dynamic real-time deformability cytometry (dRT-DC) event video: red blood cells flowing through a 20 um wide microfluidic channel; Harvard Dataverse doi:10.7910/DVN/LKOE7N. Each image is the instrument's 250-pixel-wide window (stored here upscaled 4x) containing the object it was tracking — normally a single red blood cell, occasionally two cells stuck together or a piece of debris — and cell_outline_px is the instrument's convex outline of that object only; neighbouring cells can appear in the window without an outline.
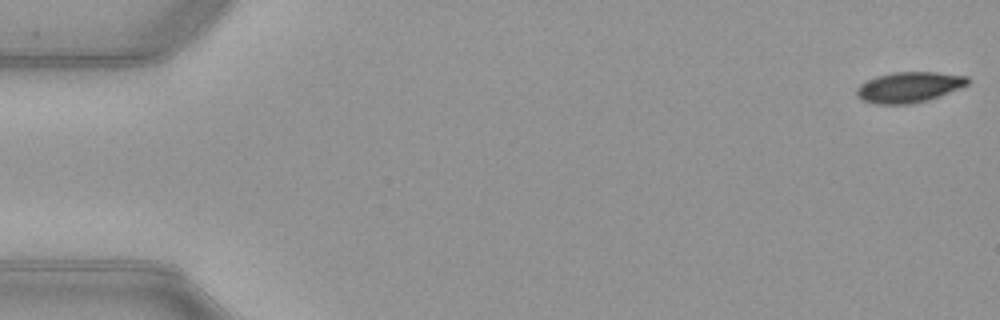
{"species": "common noctule bat (a hibernating species)", "species_latin": "Nyctalus noctula", "temperature_condition": "warm", "stored_images_in_passage": 52, "camera_frame_rate_fps": 3000, "um_per_image_px": 0.085, "animal": {"sex": "female", "body_mass_g": 21.9}, "frame": {"image": 1, "passage_image": 1, "time_ms": 0.0, "image_size_px": [1000, 320], "cell_outline_px": [[968, 84], [940, 96], [928, 100], [908, 104], [876, 104], [860, 100], [856, 96], [856, 88], [860, 84], [876, 76], [892, 72], [936, 72], [968, 76]], "centroid_in_image_um": [77.22, 7.41], "position_along_channel_um": 7.8, "area_um2": 19.83}}
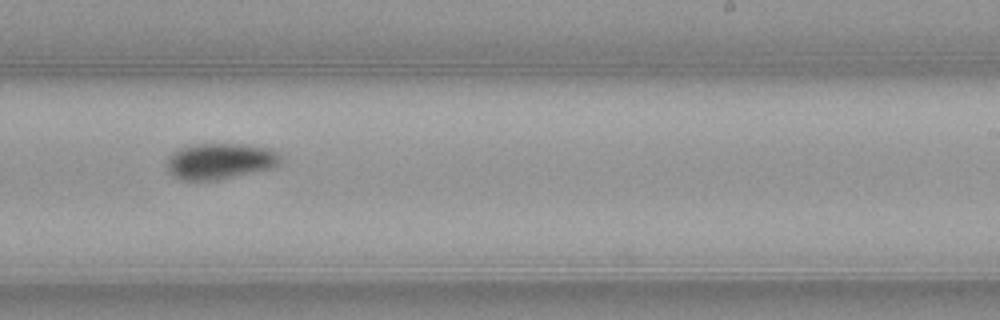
{"frame": {"image": 2, "passage_image": 32, "time_ms": 10.333, "image_size_px": [1000, 320], "cell_outline_px": [[280, 164], [272, 168], [216, 180], [184, 180], [168, 172], [168, 156], [172, 152], [180, 148], [192, 144], [240, 144], [272, 148], [280, 156]], "centroid_in_image_um": [18.71, 13.68], "position_along_channel_um": 270.3, "area_um2": 23.7}}
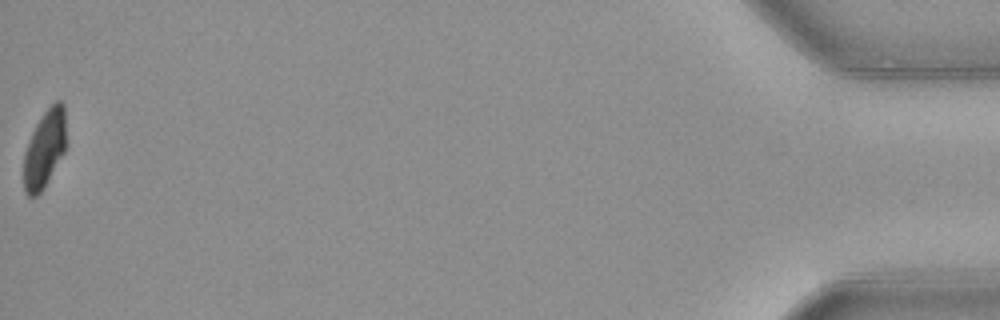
{"frame": {"image": 3, "passage_image": 52, "time_ms": 17.0, "image_size_px": [1000, 320], "cell_outline_px": [[64, 152], [40, 192], [36, 196], [28, 196], [24, 192], [24, 152], [32, 132], [36, 124], [44, 112], [56, 100], [60, 100], [64, 104]], "centroid_in_image_um": [3.76, 12.64], "position_along_channel_um": 431.4, "area_um2": 18.61}, "authors_computed_cell_mechanics": {"area_um2": 21.1837, "velocity_mm_per_s": 3.9931, "shape_relaxation_time_tau1_ms": 3.2131, "shape_relaxation_time_tau2_ms": null, "deformation_change_tau1": 0.1272, "deformation_change_tau2": null}}